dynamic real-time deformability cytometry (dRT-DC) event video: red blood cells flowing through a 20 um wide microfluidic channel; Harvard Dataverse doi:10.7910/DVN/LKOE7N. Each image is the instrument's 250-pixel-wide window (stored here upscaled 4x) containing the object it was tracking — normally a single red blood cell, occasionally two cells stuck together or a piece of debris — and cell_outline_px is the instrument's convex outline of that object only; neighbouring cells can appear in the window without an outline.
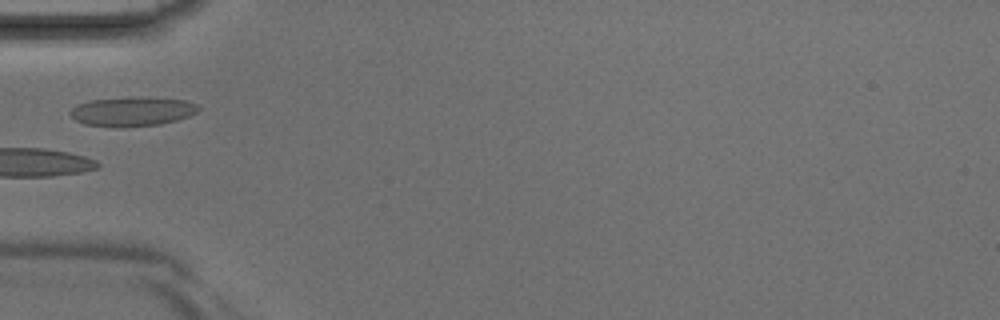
{"species": "Egyptian fruit bat (a non-hibernating species)", "species_latin": "Rousettus aegyptiacus", "temperature_condition": "room temperature", "stored_images_in_passage": 5, "camera_frame_rate_fps": 3000, "um_per_image_px": 0.085, "animal": {"sex": "male"}, "frame": {"image": 1, "passage_image": 5, "time_ms": 1.333, "image_size_px": [1000, 320], "cell_outline_px": [[200, 108], [196, 112], [188, 116], [176, 120], [160, 124], [120, 128], [116, 128], [84, 124], [76, 120], [68, 112], [76, 104], [92, 100], [184, 100], [196, 104]], "centroid_in_image_um": [11.17, 9.55], "position_along_channel_um": 73.8, "area_um2": 20.69}}